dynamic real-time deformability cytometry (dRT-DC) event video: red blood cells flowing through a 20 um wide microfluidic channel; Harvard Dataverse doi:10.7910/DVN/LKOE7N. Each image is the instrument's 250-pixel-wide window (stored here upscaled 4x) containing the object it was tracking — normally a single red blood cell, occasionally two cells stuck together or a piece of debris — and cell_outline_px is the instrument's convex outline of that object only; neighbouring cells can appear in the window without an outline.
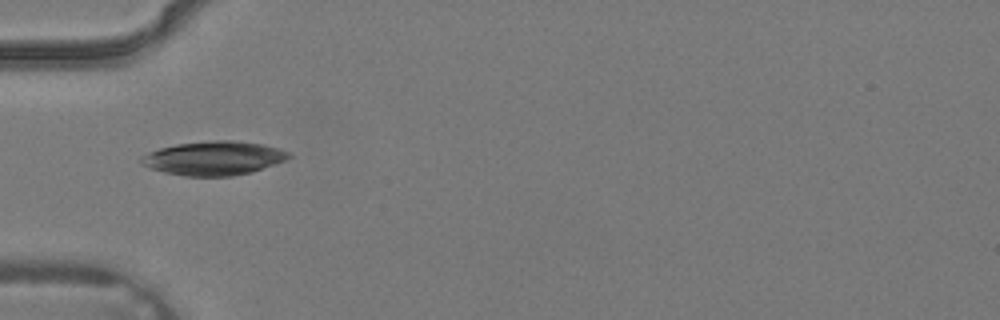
{"species": "common noctule bat (a hibernating species)", "species_latin": "Nyctalus noctula", "temperature_condition": "warm", "stored_images_in_passage": 1, "camera_frame_rate_fps": 3000, "um_per_image_px": 0.085, "animal": {"sex": "male", "body_mass_g": 19.2, "forearm_length_mm": 51.8}, "frame": {"image": 1, "passage_image": 1, "time_ms": 0.0, "image_size_px": [1000, 320], "cell_outline_px": [[292, 156], [284, 160], [252, 172], [232, 176], [184, 176], [164, 172], [152, 168], [144, 164], [140, 160], [140, 156], [148, 152], [160, 148], [176, 144], [212, 140], [236, 140], [260, 144], [276, 148], [288, 152]], "centroid_in_image_um": [18.14, 13.44], "position_along_channel_um": 66.9, "area_um2": 28.9}}